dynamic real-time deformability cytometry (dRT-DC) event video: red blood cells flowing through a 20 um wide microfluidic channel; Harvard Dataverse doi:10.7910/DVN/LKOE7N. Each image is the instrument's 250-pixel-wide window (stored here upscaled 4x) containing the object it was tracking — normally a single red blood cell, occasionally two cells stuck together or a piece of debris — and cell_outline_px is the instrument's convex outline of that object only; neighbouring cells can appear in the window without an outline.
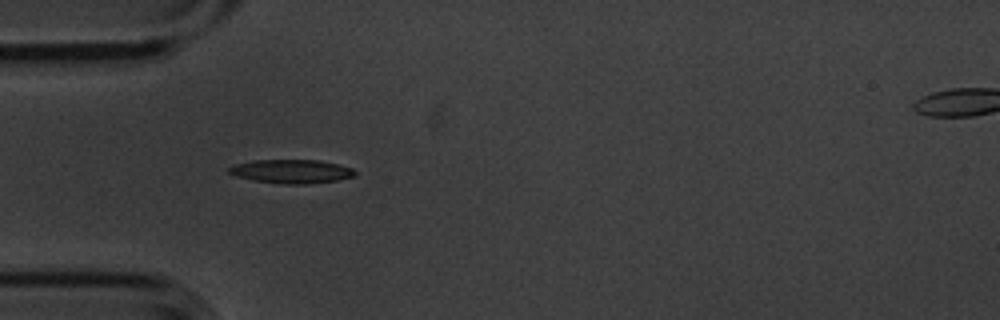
{"species": "common noctule bat (a hibernating species)", "species_latin": "Nyctalus noctula", "temperature_condition": "cold", "stored_images_in_passage": 10, "camera_frame_rate_fps": 3000, "um_per_image_px": 0.085, "animal": {"sex": "male", "body_mass_g": 20.1, "forearm_length_mm": 53.5}, "frame": {"image": 1, "passage_image": 2, "time_ms": 0.333, "image_size_px": [1000, 320], "cell_outline_px": [[356, 176], [336, 180], [308, 184], [280, 184], [252, 180], [236, 176], [228, 172], [228, 168], [236, 164], [252, 160], [320, 160], [352, 168], [356, 172]], "centroid_in_image_um": [24.76, 14.57], "position_along_channel_um": 60.2, "area_um2": 17.46}}
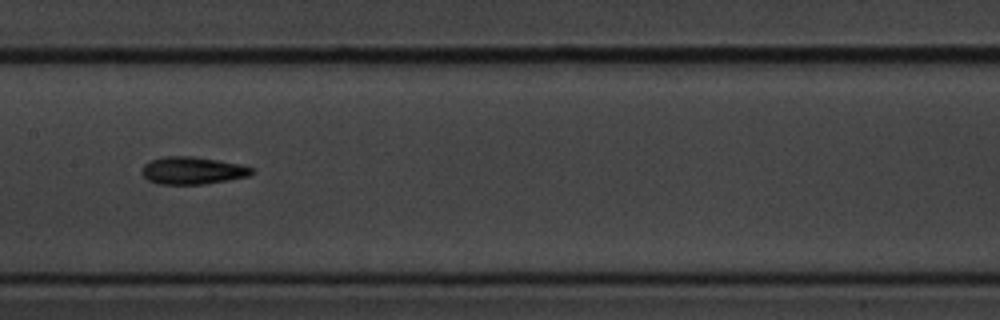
{"frame": {"image": 2, "passage_image": 5, "time_ms": 1.333, "image_size_px": [1000, 320], "cell_outline_px": [[252, 172], [248, 176], [228, 180], [204, 184], [156, 184], [148, 180], [140, 172], [144, 164], [152, 160], [164, 156], [192, 156], [240, 164], [252, 168]], "centroid_in_image_um": [16.31, 14.5], "position_along_channel_um": 191.1, "area_um2": 17.46}}
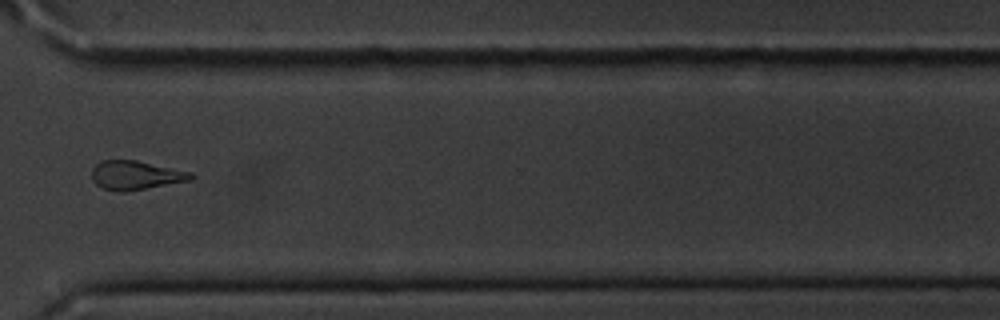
{"frame": {"image": 3, "passage_image": 9, "time_ms": 2.667, "image_size_px": [1000, 320], "cell_outline_px": [[196, 176], [192, 180], [124, 192], [120, 192], [104, 188], [96, 184], [92, 180], [92, 168], [100, 160], [136, 160], [192, 172]], "centroid_in_image_um": [11.54, 14.89], "position_along_channel_um": 359.1, "area_um2": 16.76}}